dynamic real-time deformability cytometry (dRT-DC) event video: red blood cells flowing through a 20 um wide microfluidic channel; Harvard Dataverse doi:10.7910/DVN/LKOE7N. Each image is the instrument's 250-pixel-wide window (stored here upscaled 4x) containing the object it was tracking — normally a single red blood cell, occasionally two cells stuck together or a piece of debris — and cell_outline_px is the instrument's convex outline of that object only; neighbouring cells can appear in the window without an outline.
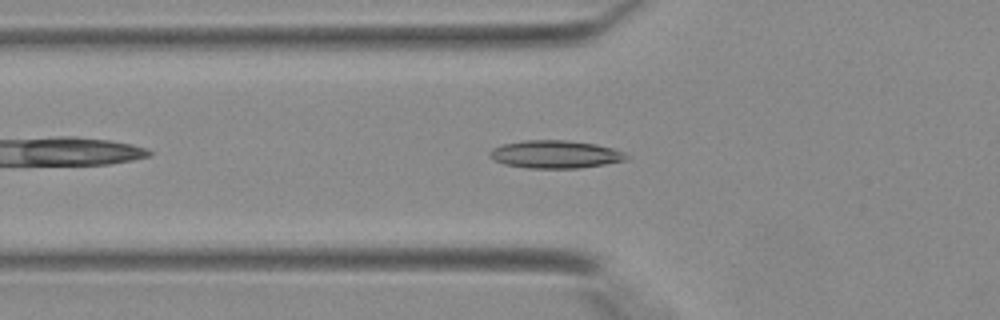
{"species": "Egyptian fruit bat (a non-hibernating species)", "species_latin": "Rousettus aegyptiacus", "temperature_condition": "warm", "stored_images_in_passage": 30, "camera_frame_rate_fps": 3000, "um_per_image_px": 0.085, "animal": {"sex": "female"}, "frame": {"image": 1, "passage_image": 3, "time_ms": 0.667, "image_size_px": [1000, 320], "cell_outline_px": [[628, 160], [580, 168], [528, 168], [504, 164], [492, 160], [488, 152], [492, 148], [504, 144], [524, 140], [568, 140], [596, 144], [612, 148], [624, 152], [628, 156]], "centroid_in_image_um": [47.19, 13.12], "position_along_channel_um": 78.6, "area_um2": 22.25}}
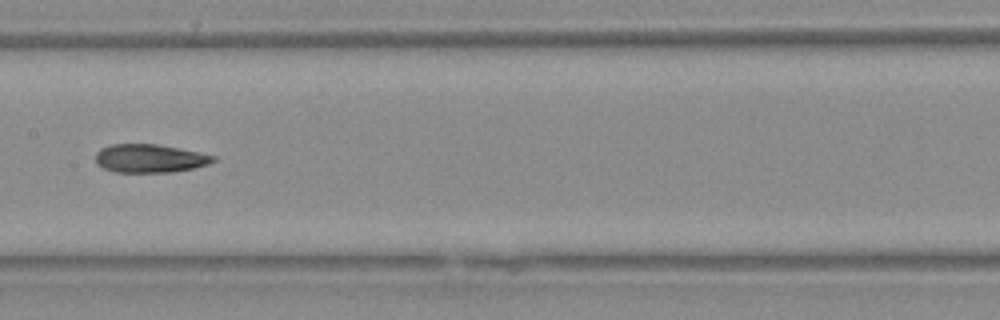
{"frame": {"image": 2, "passage_image": 10, "time_ms": 3.0, "image_size_px": [1000, 320], "cell_outline_px": [[216, 160], [208, 164], [192, 168], [172, 172], [116, 172], [104, 168], [96, 164], [96, 152], [100, 148], [112, 144], [156, 144], [216, 156]], "centroid_in_image_um": [12.69, 13.46], "position_along_channel_um": 194.7, "area_um2": 19.25}}
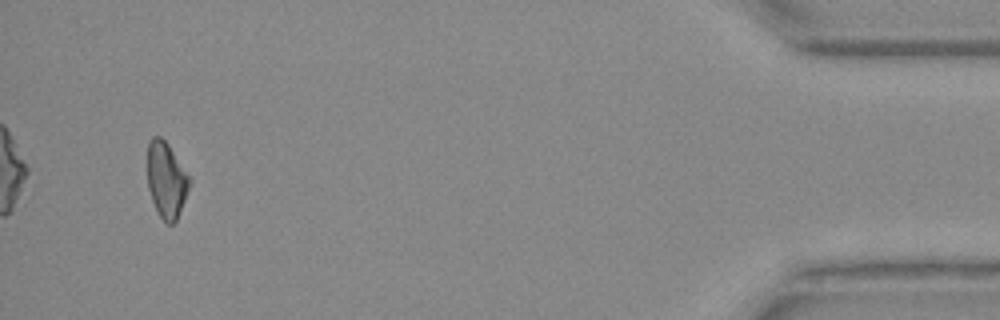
{"frame": {"image": 3, "passage_image": 28, "time_ms": 9.0, "image_size_px": [1000, 320], "cell_outline_px": [[192, 184], [176, 220], [172, 224], [168, 224], [160, 216], [152, 200], [148, 188], [148, 140], [152, 136], [160, 136], [168, 144], [192, 180]], "centroid_in_image_um": [14.16, 15.28], "position_along_channel_um": 421.0, "area_um2": 18.55}}